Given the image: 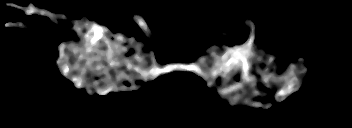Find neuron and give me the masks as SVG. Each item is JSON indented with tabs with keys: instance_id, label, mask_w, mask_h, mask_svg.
Returning a JSON list of instances; mask_svg holds the SVG:
<instances>
[{
	"instance_id": "neuron-1",
	"label": "neuron",
	"mask_w": 352,
	"mask_h": 128,
	"mask_svg": "<svg viewBox=\"0 0 352 128\" xmlns=\"http://www.w3.org/2000/svg\"><path fill=\"white\" fill-rule=\"evenodd\" d=\"M11 5H13L14 7H16L17 9H22L21 6L16 5L15 3H5L6 7H10ZM34 12L41 16H44L45 13H47V11H40L38 9H35L34 7H32V5H30V7L27 8V10H25V14L26 15H32L34 14ZM5 15L7 17H11L12 15L9 13L8 10H5ZM58 17H60V19H65V15L63 14H59ZM134 21L138 23V25L143 29V31L146 34H150L151 33V29L145 24V20L142 17L139 16H135ZM76 23H79V20H75V24L71 27V29H73L74 31H78L79 33V27L76 26ZM247 23L249 24L251 31H250V38L247 41V43H245L243 46H237L236 48L232 49L228 46L225 47V53L222 54L219 57V51L218 52H214L212 55L214 57L215 60H213V65H214V69L209 70V73H204L205 77L208 79H213L215 78L218 74H220L222 77L226 78V79H230V77H228V74L231 71L237 72L241 70V76H242V83H239L237 80L233 81V83H236V86L233 87H229V88H222L220 92L223 93V95L221 96V99L224 100V96L225 94H229L232 93L233 91H237L240 88L243 89L244 87V83H249L251 80H253V76L251 77L249 75V69L250 66H252V61H250L251 57L253 60H255V55L254 52L251 51V47H253V39L255 36V31H254V25L252 24L251 20H248ZM85 26H87V34L86 37H80L83 40L82 43V47H88V49L86 50H82V54L80 56L77 55V50L75 49V44L73 47H68L66 46L64 43H62L61 45H59L58 49L60 50V56L59 59L57 61V64L59 65V70L60 73L62 74V76L67 79H71L74 83L75 86L78 88H83V86H85V84H91L90 81H93V77L96 76H100L95 74L94 76L91 74L89 75L90 78L89 79H85V74L84 72H86V70L88 69L87 66H89V73H96V69H102V75L105 74V76H107L106 78H109V75L107 73V66H105L106 62L109 65L108 67H121L124 66V64L128 65L130 70H135L136 72H138V76H133V75H125V71H120L118 72V75L112 80L110 78V82H116L118 80L119 77H122L123 80H129L130 83H132V86L130 87L129 90H134L137 91L138 88H136L133 85V81L134 79H139V78H144L143 80H145V82H148L147 80H149V78H154L160 74H168L171 71H175V70H180V71H189V72H193L196 73L198 75H202V69H200V64L204 61H207L208 63V58L204 57L203 55L200 57V59L197 61V63H191L189 65H186L184 63H176V64H166L165 66H158L156 65V60L153 56H151L152 58V64L146 67H149V69H144V67L142 66V64H144V60L142 58L141 53V48L140 46L135 45L132 40L126 41V39L120 35L119 37H114L112 38V40H109V49L111 50V52H109L108 58H106V49H102L101 47V52H94L92 50L93 46L96 45L98 46V48L100 47L101 43L100 41L102 39H104V42H108L107 39L104 38V36L107 34L105 33V31L107 32H111L107 29H105V26L101 25L98 26V24L94 21H87L85 23ZM118 40L120 42H129L130 44V49H137V54H134V61H135V66L132 63H128L127 61H125V59L123 61H118L117 60V56L121 55L122 53L126 52L129 50L128 47H120L118 45L115 44V41ZM144 47L145 50H148L149 52L151 51L149 49V47L142 45ZM117 48L116 52H114L113 48ZM65 50H69V53H65ZM99 53V54H96ZM88 55L94 56V58L92 59L91 57H89ZM72 57H74V59H76L75 64L73 65V67H71V60L70 59ZM110 56V58H109ZM86 60V65L85 67L81 66V59ZM78 61H80V63H78ZM94 61H97L99 64L97 67L94 66ZM216 61V62H215ZM70 62V63H69ZM137 65V66H136ZM301 72L305 71L306 68L304 67V65H302L301 67ZM76 70L77 74L74 75H70L72 74V72ZM288 72H286V74H283L280 76V82L281 85H285V89H281L278 92H275L276 94H273L275 98H277V100H280V102H283L285 96L287 95H291L293 93V91L296 88H301V82H300V76L298 75V72L296 73V70H294L293 65H288ZM257 75H261L262 77V81L264 83H269L270 80L271 82L276 81V77L275 74L277 73L276 70L273 71L274 75L270 76V77H264L262 76L261 71H257ZM83 80H89V81H83ZM252 88L254 89V91H252ZM98 89V93L99 95H104L107 94L110 91H118V88L115 86H113L112 84H110L108 87L105 86V88ZM225 89V90H224ZM246 92H249V95H259V91H255V86H251L250 89L247 90H243ZM234 101L237 99L239 101V99H243L242 95L239 93L234 94L233 96ZM252 102V101H251ZM250 105V108H252L253 106H257V107H263L264 109L268 108V107H272L273 104L269 103L266 106H262V104L258 101V102H252Z\"/></svg>"
}]
</instances>
